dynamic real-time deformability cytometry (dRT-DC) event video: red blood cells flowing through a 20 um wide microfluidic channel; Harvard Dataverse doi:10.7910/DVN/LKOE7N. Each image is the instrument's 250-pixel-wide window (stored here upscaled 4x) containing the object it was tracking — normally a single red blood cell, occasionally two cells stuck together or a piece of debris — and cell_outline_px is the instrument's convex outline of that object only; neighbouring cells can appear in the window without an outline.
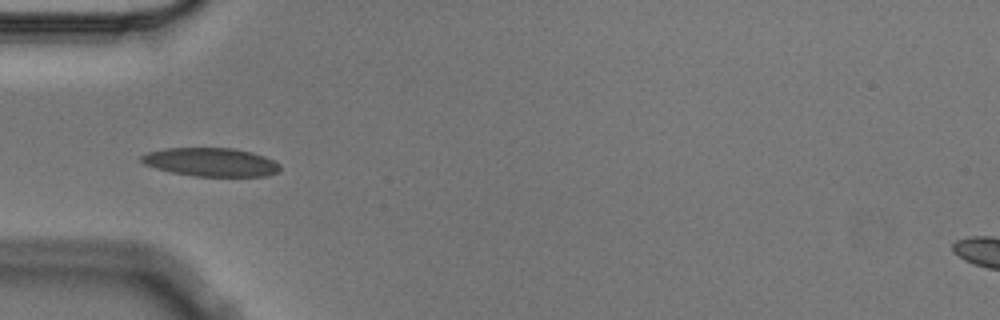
{"species": "Egyptian fruit bat (a non-hibernating species)", "species_latin": "Rousettus aegyptiacus", "temperature_condition": "cold", "stored_images_in_passage": 4, "camera_frame_rate_fps": 3000, "um_per_image_px": 0.085, "animal": {"sex": "male"}, "frame": {"image": 1, "passage_image": 3, "time_ms": 0.667, "image_size_px": [1000, 320], "cell_outline_px": [[280, 172], [268, 176], [196, 176], [172, 172], [156, 168], [144, 164], [140, 160], [140, 156], [148, 152], [164, 148], [232, 148], [252, 152], [264, 156], [280, 164]], "centroid_in_image_um": [17.94, 13.78], "position_along_channel_um": 67.1, "area_um2": 23.06}}
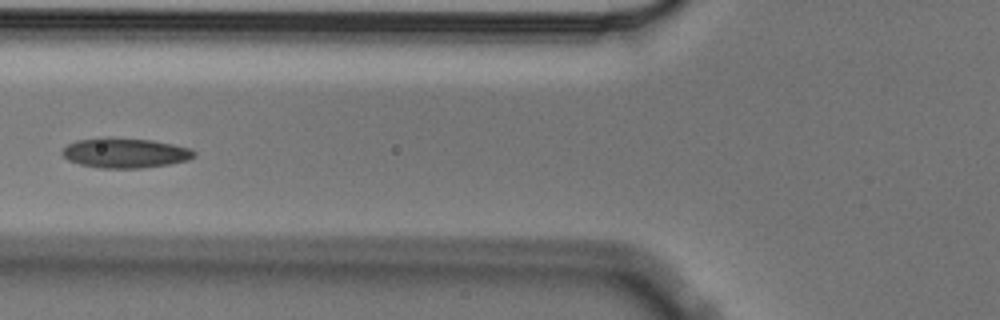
{"frame": {"image": 2, "passage_image": 4, "time_ms": 1.0, "image_size_px": [1000, 320], "cell_outline_px": [[196, 156], [188, 160], [168, 164], [140, 168], [96, 168], [80, 164], [68, 160], [60, 152], [68, 144], [76, 140], [100, 136], [112, 136], [152, 140], [192, 148], [196, 152]], "centroid_in_image_um": [10.61, 12.97], "position_along_channel_um": 115.2, "area_um2": 23.47}}